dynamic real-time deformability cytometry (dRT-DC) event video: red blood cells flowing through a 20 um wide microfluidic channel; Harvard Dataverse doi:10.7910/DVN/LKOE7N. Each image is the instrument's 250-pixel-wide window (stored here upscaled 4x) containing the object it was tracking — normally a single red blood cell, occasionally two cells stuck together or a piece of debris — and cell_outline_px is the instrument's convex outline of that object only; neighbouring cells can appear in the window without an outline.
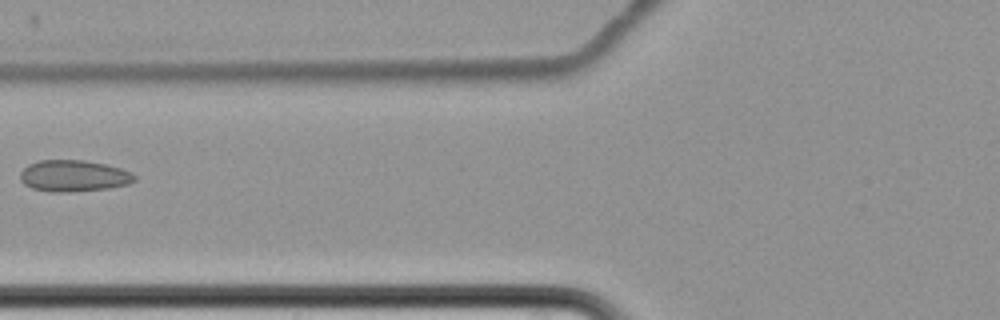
{"species": "common noctule bat (a hibernating species)", "species_latin": "Nyctalus noctula", "temperature_condition": "cold", "stored_images_in_passage": 8, "camera_frame_rate_fps": 3000, "um_per_image_px": 0.085, "animal": {"sex": "female", "body_mass_g": 22.7, "forearm_length_mm": 54.2}, "frame": {"image": 1, "passage_image": 7, "time_ms": 7.333, "image_size_px": [1000, 320], "cell_outline_px": [[136, 180], [128, 184], [108, 188], [68, 192], [52, 192], [32, 188], [24, 184], [20, 180], [20, 172], [28, 164], [40, 160], [84, 160], [108, 164], [132, 172], [136, 176]], "centroid_in_image_um": [6.27, 14.94], "position_along_channel_um": 119.5, "area_um2": 21.1}}
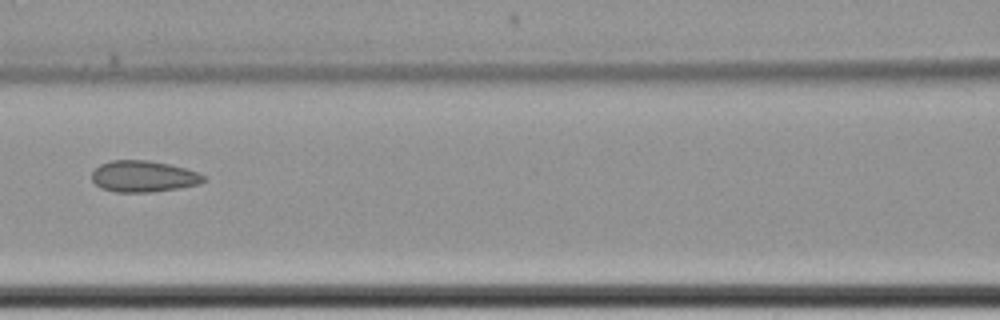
{"frame": {"image": 2, "passage_image": 8, "time_ms": 8.333, "image_size_px": [1000, 320], "cell_outline_px": [[204, 180], [200, 184], [180, 188], [152, 192], [116, 192], [100, 188], [92, 180], [92, 172], [100, 164], [112, 160], [148, 160], [168, 164], [184, 168], [196, 172], [204, 176]], "centroid_in_image_um": [12.17, 15.0], "position_along_channel_um": 154.4, "area_um2": 20.35}}